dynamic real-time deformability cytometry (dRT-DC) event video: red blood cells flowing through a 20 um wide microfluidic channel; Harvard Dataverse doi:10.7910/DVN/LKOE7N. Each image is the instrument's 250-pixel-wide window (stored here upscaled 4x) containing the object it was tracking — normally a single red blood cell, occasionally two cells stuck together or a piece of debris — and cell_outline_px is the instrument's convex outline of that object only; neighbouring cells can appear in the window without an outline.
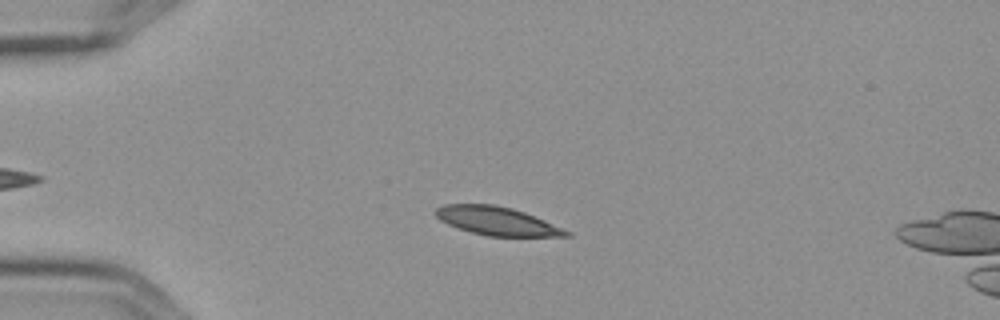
{"species": "Egyptian fruit bat (a non-hibernating species)", "species_latin": "Rousettus aegyptiacus", "temperature_condition": "cold", "stored_images_in_passage": 4, "camera_frame_rate_fps": 3000, "um_per_image_px": 0.085, "frame": {"image": 1, "passage_image": 2, "time_ms": 0.333, "image_size_px": [1000, 320], "cell_outline_px": [[572, 236], [488, 236], [472, 232], [448, 224], [440, 220], [432, 212], [436, 208], [444, 204], [496, 204], [512, 208], [524, 212], [544, 220], [572, 232]], "centroid_in_image_um": [42.23, 18.77], "position_along_channel_um": 42.8, "area_um2": 21.56}}